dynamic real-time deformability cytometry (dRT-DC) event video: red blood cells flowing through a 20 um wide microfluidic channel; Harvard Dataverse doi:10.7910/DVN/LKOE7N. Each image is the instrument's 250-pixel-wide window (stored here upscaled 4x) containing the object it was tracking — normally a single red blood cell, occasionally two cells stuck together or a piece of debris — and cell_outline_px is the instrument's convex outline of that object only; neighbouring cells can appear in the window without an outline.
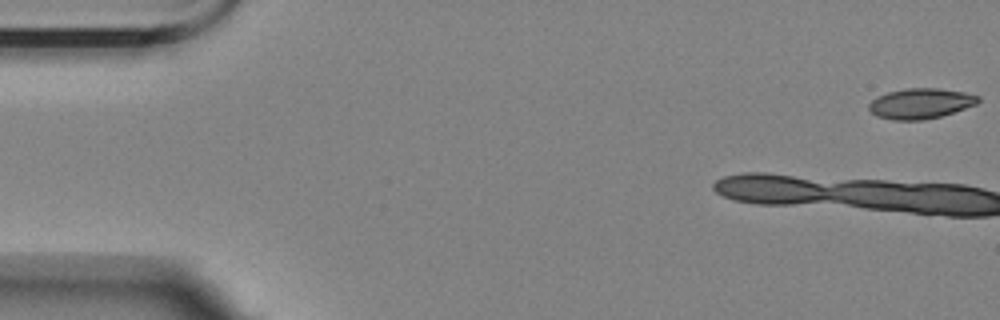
{"species": "Egyptian fruit bat (a non-hibernating species)", "species_latin": "Rousettus aegyptiacus", "temperature_condition": "room temperature", "stored_images_in_passage": 10, "camera_frame_rate_fps": 3000, "um_per_image_px": 0.085, "animal": {"sex": "female"}, "frame": {"image": 1, "passage_image": 1, "time_ms": 0.0, "image_size_px": [1000, 320], "cell_outline_px": [[980, 100], [976, 104], [940, 116], [924, 120], [892, 120], [876, 116], [868, 108], [868, 104], [876, 96], [888, 92], [904, 88], [940, 88], [964, 92], [980, 96]], "centroid_in_image_um": [78.22, 8.79], "position_along_channel_um": 6.8, "area_um2": 19.36}}
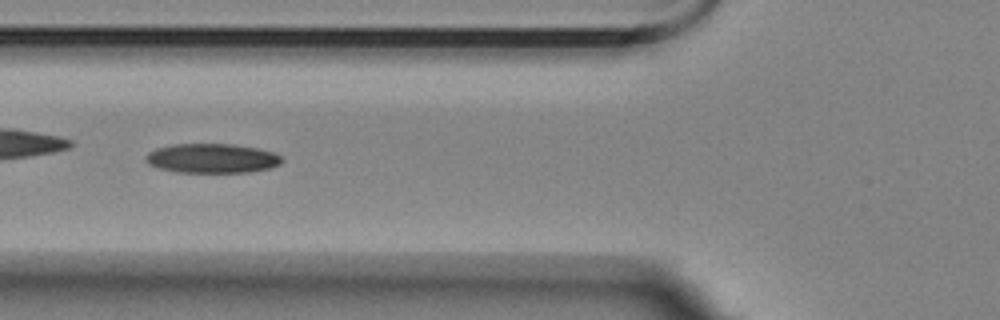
{"frame": {"image": 2, "passage_image": 6, "time_ms": 7.333, "image_size_px": [1000, 320], "cell_outline_px": [[284, 160], [280, 164], [268, 168], [248, 172], [176, 172], [160, 168], [148, 164], [144, 160], [144, 156], [148, 152], [156, 148], [172, 144], [232, 144], [256, 148], [272, 152], [280, 156]], "centroid_in_image_um": [17.97, 13.45], "position_along_channel_um": 107.8, "area_um2": 23.29}}